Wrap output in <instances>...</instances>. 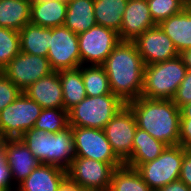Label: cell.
I'll return each mask as SVG.
<instances>
[{
    "instance_id": "obj_18",
    "label": "cell",
    "mask_w": 191,
    "mask_h": 191,
    "mask_svg": "<svg viewBox=\"0 0 191 191\" xmlns=\"http://www.w3.org/2000/svg\"><path fill=\"white\" fill-rule=\"evenodd\" d=\"M67 178V171L48 164H39L30 175L16 187V191H57Z\"/></svg>"
},
{
    "instance_id": "obj_20",
    "label": "cell",
    "mask_w": 191,
    "mask_h": 191,
    "mask_svg": "<svg viewBox=\"0 0 191 191\" xmlns=\"http://www.w3.org/2000/svg\"><path fill=\"white\" fill-rule=\"evenodd\" d=\"M158 25L171 39L178 53L191 48V11L187 7Z\"/></svg>"
},
{
    "instance_id": "obj_2",
    "label": "cell",
    "mask_w": 191,
    "mask_h": 191,
    "mask_svg": "<svg viewBox=\"0 0 191 191\" xmlns=\"http://www.w3.org/2000/svg\"><path fill=\"white\" fill-rule=\"evenodd\" d=\"M137 127L167 146L179 145L180 109L173 100L139 97L126 104Z\"/></svg>"
},
{
    "instance_id": "obj_15",
    "label": "cell",
    "mask_w": 191,
    "mask_h": 191,
    "mask_svg": "<svg viewBox=\"0 0 191 191\" xmlns=\"http://www.w3.org/2000/svg\"><path fill=\"white\" fill-rule=\"evenodd\" d=\"M157 24L151 17L147 0H128L118 32L120 41H134Z\"/></svg>"
},
{
    "instance_id": "obj_33",
    "label": "cell",
    "mask_w": 191,
    "mask_h": 191,
    "mask_svg": "<svg viewBox=\"0 0 191 191\" xmlns=\"http://www.w3.org/2000/svg\"><path fill=\"white\" fill-rule=\"evenodd\" d=\"M172 100L179 107V109L182 106L191 103V70L187 69L185 78L179 85Z\"/></svg>"
},
{
    "instance_id": "obj_37",
    "label": "cell",
    "mask_w": 191,
    "mask_h": 191,
    "mask_svg": "<svg viewBox=\"0 0 191 191\" xmlns=\"http://www.w3.org/2000/svg\"><path fill=\"white\" fill-rule=\"evenodd\" d=\"M156 191H191V189L180 179L172 181Z\"/></svg>"
},
{
    "instance_id": "obj_36",
    "label": "cell",
    "mask_w": 191,
    "mask_h": 191,
    "mask_svg": "<svg viewBox=\"0 0 191 191\" xmlns=\"http://www.w3.org/2000/svg\"><path fill=\"white\" fill-rule=\"evenodd\" d=\"M179 179L191 189V149L185 148Z\"/></svg>"
},
{
    "instance_id": "obj_10",
    "label": "cell",
    "mask_w": 191,
    "mask_h": 191,
    "mask_svg": "<svg viewBox=\"0 0 191 191\" xmlns=\"http://www.w3.org/2000/svg\"><path fill=\"white\" fill-rule=\"evenodd\" d=\"M114 168L109 164L85 157H75L67 178L85 191H108Z\"/></svg>"
},
{
    "instance_id": "obj_16",
    "label": "cell",
    "mask_w": 191,
    "mask_h": 191,
    "mask_svg": "<svg viewBox=\"0 0 191 191\" xmlns=\"http://www.w3.org/2000/svg\"><path fill=\"white\" fill-rule=\"evenodd\" d=\"M2 145L12 179L18 181L17 183L19 185L40 162L20 138L4 139Z\"/></svg>"
},
{
    "instance_id": "obj_32",
    "label": "cell",
    "mask_w": 191,
    "mask_h": 191,
    "mask_svg": "<svg viewBox=\"0 0 191 191\" xmlns=\"http://www.w3.org/2000/svg\"><path fill=\"white\" fill-rule=\"evenodd\" d=\"M21 93L22 91L0 71V112Z\"/></svg>"
},
{
    "instance_id": "obj_17",
    "label": "cell",
    "mask_w": 191,
    "mask_h": 191,
    "mask_svg": "<svg viewBox=\"0 0 191 191\" xmlns=\"http://www.w3.org/2000/svg\"><path fill=\"white\" fill-rule=\"evenodd\" d=\"M44 108H64L62 84L58 71L38 79L23 91Z\"/></svg>"
},
{
    "instance_id": "obj_42",
    "label": "cell",
    "mask_w": 191,
    "mask_h": 191,
    "mask_svg": "<svg viewBox=\"0 0 191 191\" xmlns=\"http://www.w3.org/2000/svg\"><path fill=\"white\" fill-rule=\"evenodd\" d=\"M3 138H2V135H1V133H0V146L2 145V142H3Z\"/></svg>"
},
{
    "instance_id": "obj_28",
    "label": "cell",
    "mask_w": 191,
    "mask_h": 191,
    "mask_svg": "<svg viewBox=\"0 0 191 191\" xmlns=\"http://www.w3.org/2000/svg\"><path fill=\"white\" fill-rule=\"evenodd\" d=\"M83 66L84 65H82V78L88 97L112 94L107 73L102 65Z\"/></svg>"
},
{
    "instance_id": "obj_41",
    "label": "cell",
    "mask_w": 191,
    "mask_h": 191,
    "mask_svg": "<svg viewBox=\"0 0 191 191\" xmlns=\"http://www.w3.org/2000/svg\"><path fill=\"white\" fill-rule=\"evenodd\" d=\"M187 8L191 11V0H186Z\"/></svg>"
},
{
    "instance_id": "obj_25",
    "label": "cell",
    "mask_w": 191,
    "mask_h": 191,
    "mask_svg": "<svg viewBox=\"0 0 191 191\" xmlns=\"http://www.w3.org/2000/svg\"><path fill=\"white\" fill-rule=\"evenodd\" d=\"M65 110L79 104L87 95L82 78V65L74 69L59 70Z\"/></svg>"
},
{
    "instance_id": "obj_22",
    "label": "cell",
    "mask_w": 191,
    "mask_h": 191,
    "mask_svg": "<svg viewBox=\"0 0 191 191\" xmlns=\"http://www.w3.org/2000/svg\"><path fill=\"white\" fill-rule=\"evenodd\" d=\"M94 0H68L64 26L79 35L96 26Z\"/></svg>"
},
{
    "instance_id": "obj_31",
    "label": "cell",
    "mask_w": 191,
    "mask_h": 191,
    "mask_svg": "<svg viewBox=\"0 0 191 191\" xmlns=\"http://www.w3.org/2000/svg\"><path fill=\"white\" fill-rule=\"evenodd\" d=\"M152 19L158 25L162 20L180 13L186 6V0H147Z\"/></svg>"
},
{
    "instance_id": "obj_9",
    "label": "cell",
    "mask_w": 191,
    "mask_h": 191,
    "mask_svg": "<svg viewBox=\"0 0 191 191\" xmlns=\"http://www.w3.org/2000/svg\"><path fill=\"white\" fill-rule=\"evenodd\" d=\"M120 42L118 33L110 28L96 25L78 35L81 65H102Z\"/></svg>"
},
{
    "instance_id": "obj_6",
    "label": "cell",
    "mask_w": 191,
    "mask_h": 191,
    "mask_svg": "<svg viewBox=\"0 0 191 191\" xmlns=\"http://www.w3.org/2000/svg\"><path fill=\"white\" fill-rule=\"evenodd\" d=\"M184 153L181 145L167 146L156 159L140 164L136 170L149 188L156 191L179 179Z\"/></svg>"
},
{
    "instance_id": "obj_39",
    "label": "cell",
    "mask_w": 191,
    "mask_h": 191,
    "mask_svg": "<svg viewBox=\"0 0 191 191\" xmlns=\"http://www.w3.org/2000/svg\"><path fill=\"white\" fill-rule=\"evenodd\" d=\"M183 64L187 69L191 70V48L185 49L179 53Z\"/></svg>"
},
{
    "instance_id": "obj_7",
    "label": "cell",
    "mask_w": 191,
    "mask_h": 191,
    "mask_svg": "<svg viewBox=\"0 0 191 191\" xmlns=\"http://www.w3.org/2000/svg\"><path fill=\"white\" fill-rule=\"evenodd\" d=\"M42 107L22 92L0 112V133L3 139L20 138L33 129Z\"/></svg>"
},
{
    "instance_id": "obj_11",
    "label": "cell",
    "mask_w": 191,
    "mask_h": 191,
    "mask_svg": "<svg viewBox=\"0 0 191 191\" xmlns=\"http://www.w3.org/2000/svg\"><path fill=\"white\" fill-rule=\"evenodd\" d=\"M47 58L54 71L80 67L78 35L65 26L50 28Z\"/></svg>"
},
{
    "instance_id": "obj_30",
    "label": "cell",
    "mask_w": 191,
    "mask_h": 191,
    "mask_svg": "<svg viewBox=\"0 0 191 191\" xmlns=\"http://www.w3.org/2000/svg\"><path fill=\"white\" fill-rule=\"evenodd\" d=\"M20 53L19 31L0 27V71Z\"/></svg>"
},
{
    "instance_id": "obj_35",
    "label": "cell",
    "mask_w": 191,
    "mask_h": 191,
    "mask_svg": "<svg viewBox=\"0 0 191 191\" xmlns=\"http://www.w3.org/2000/svg\"><path fill=\"white\" fill-rule=\"evenodd\" d=\"M179 145L191 149V118H180Z\"/></svg>"
},
{
    "instance_id": "obj_13",
    "label": "cell",
    "mask_w": 191,
    "mask_h": 191,
    "mask_svg": "<svg viewBox=\"0 0 191 191\" xmlns=\"http://www.w3.org/2000/svg\"><path fill=\"white\" fill-rule=\"evenodd\" d=\"M137 129L131 109L125 105L104 127L107 140L115 155L125 163L132 154L133 139Z\"/></svg>"
},
{
    "instance_id": "obj_3",
    "label": "cell",
    "mask_w": 191,
    "mask_h": 191,
    "mask_svg": "<svg viewBox=\"0 0 191 191\" xmlns=\"http://www.w3.org/2000/svg\"><path fill=\"white\" fill-rule=\"evenodd\" d=\"M20 139L41 164H48L67 170L75 155L72 127L58 133L30 129Z\"/></svg>"
},
{
    "instance_id": "obj_24",
    "label": "cell",
    "mask_w": 191,
    "mask_h": 191,
    "mask_svg": "<svg viewBox=\"0 0 191 191\" xmlns=\"http://www.w3.org/2000/svg\"><path fill=\"white\" fill-rule=\"evenodd\" d=\"M19 35L20 51L47 57L50 46V28L28 23L19 31Z\"/></svg>"
},
{
    "instance_id": "obj_14",
    "label": "cell",
    "mask_w": 191,
    "mask_h": 191,
    "mask_svg": "<svg viewBox=\"0 0 191 191\" xmlns=\"http://www.w3.org/2000/svg\"><path fill=\"white\" fill-rule=\"evenodd\" d=\"M134 42L145 65L164 62L179 55L159 25L145 30Z\"/></svg>"
},
{
    "instance_id": "obj_8",
    "label": "cell",
    "mask_w": 191,
    "mask_h": 191,
    "mask_svg": "<svg viewBox=\"0 0 191 191\" xmlns=\"http://www.w3.org/2000/svg\"><path fill=\"white\" fill-rule=\"evenodd\" d=\"M72 127L76 157L109 163L114 169L124 163L115 155L104 129Z\"/></svg>"
},
{
    "instance_id": "obj_26",
    "label": "cell",
    "mask_w": 191,
    "mask_h": 191,
    "mask_svg": "<svg viewBox=\"0 0 191 191\" xmlns=\"http://www.w3.org/2000/svg\"><path fill=\"white\" fill-rule=\"evenodd\" d=\"M128 0H94V14L97 25L115 30L122 26V18Z\"/></svg>"
},
{
    "instance_id": "obj_21",
    "label": "cell",
    "mask_w": 191,
    "mask_h": 191,
    "mask_svg": "<svg viewBox=\"0 0 191 191\" xmlns=\"http://www.w3.org/2000/svg\"><path fill=\"white\" fill-rule=\"evenodd\" d=\"M166 147V144L137 127L133 139L132 154L124 164L136 169L140 164L156 159Z\"/></svg>"
},
{
    "instance_id": "obj_12",
    "label": "cell",
    "mask_w": 191,
    "mask_h": 191,
    "mask_svg": "<svg viewBox=\"0 0 191 191\" xmlns=\"http://www.w3.org/2000/svg\"><path fill=\"white\" fill-rule=\"evenodd\" d=\"M53 71L47 57L20 51L1 72L23 92Z\"/></svg>"
},
{
    "instance_id": "obj_27",
    "label": "cell",
    "mask_w": 191,
    "mask_h": 191,
    "mask_svg": "<svg viewBox=\"0 0 191 191\" xmlns=\"http://www.w3.org/2000/svg\"><path fill=\"white\" fill-rule=\"evenodd\" d=\"M108 191H152L139 172L125 164L115 168L111 174Z\"/></svg>"
},
{
    "instance_id": "obj_5",
    "label": "cell",
    "mask_w": 191,
    "mask_h": 191,
    "mask_svg": "<svg viewBox=\"0 0 191 191\" xmlns=\"http://www.w3.org/2000/svg\"><path fill=\"white\" fill-rule=\"evenodd\" d=\"M125 105L114 94L86 96L79 104L68 110L69 126L104 129Z\"/></svg>"
},
{
    "instance_id": "obj_4",
    "label": "cell",
    "mask_w": 191,
    "mask_h": 191,
    "mask_svg": "<svg viewBox=\"0 0 191 191\" xmlns=\"http://www.w3.org/2000/svg\"><path fill=\"white\" fill-rule=\"evenodd\" d=\"M186 72L179 55L164 62L145 65L141 97L172 100Z\"/></svg>"
},
{
    "instance_id": "obj_1",
    "label": "cell",
    "mask_w": 191,
    "mask_h": 191,
    "mask_svg": "<svg viewBox=\"0 0 191 191\" xmlns=\"http://www.w3.org/2000/svg\"><path fill=\"white\" fill-rule=\"evenodd\" d=\"M102 66L107 73L111 93L124 104L141 96L145 64L134 41H120Z\"/></svg>"
},
{
    "instance_id": "obj_29",
    "label": "cell",
    "mask_w": 191,
    "mask_h": 191,
    "mask_svg": "<svg viewBox=\"0 0 191 191\" xmlns=\"http://www.w3.org/2000/svg\"><path fill=\"white\" fill-rule=\"evenodd\" d=\"M69 127L68 111L64 108H44L33 129L44 130L49 133H58Z\"/></svg>"
},
{
    "instance_id": "obj_34",
    "label": "cell",
    "mask_w": 191,
    "mask_h": 191,
    "mask_svg": "<svg viewBox=\"0 0 191 191\" xmlns=\"http://www.w3.org/2000/svg\"><path fill=\"white\" fill-rule=\"evenodd\" d=\"M12 181L13 179L11 176V171L5 159L4 148H3V145H1L0 146V188H3L5 191H12L11 190L12 184H10Z\"/></svg>"
},
{
    "instance_id": "obj_19",
    "label": "cell",
    "mask_w": 191,
    "mask_h": 191,
    "mask_svg": "<svg viewBox=\"0 0 191 191\" xmlns=\"http://www.w3.org/2000/svg\"><path fill=\"white\" fill-rule=\"evenodd\" d=\"M67 11V0H32L30 23L54 28L64 26Z\"/></svg>"
},
{
    "instance_id": "obj_38",
    "label": "cell",
    "mask_w": 191,
    "mask_h": 191,
    "mask_svg": "<svg viewBox=\"0 0 191 191\" xmlns=\"http://www.w3.org/2000/svg\"><path fill=\"white\" fill-rule=\"evenodd\" d=\"M57 191H85L76 183H73L71 180L66 178L62 184L59 186Z\"/></svg>"
},
{
    "instance_id": "obj_23",
    "label": "cell",
    "mask_w": 191,
    "mask_h": 191,
    "mask_svg": "<svg viewBox=\"0 0 191 191\" xmlns=\"http://www.w3.org/2000/svg\"><path fill=\"white\" fill-rule=\"evenodd\" d=\"M32 0H0V27L20 31L30 23Z\"/></svg>"
},
{
    "instance_id": "obj_40",
    "label": "cell",
    "mask_w": 191,
    "mask_h": 191,
    "mask_svg": "<svg viewBox=\"0 0 191 191\" xmlns=\"http://www.w3.org/2000/svg\"><path fill=\"white\" fill-rule=\"evenodd\" d=\"M180 118H191V103L180 108Z\"/></svg>"
}]
</instances>
